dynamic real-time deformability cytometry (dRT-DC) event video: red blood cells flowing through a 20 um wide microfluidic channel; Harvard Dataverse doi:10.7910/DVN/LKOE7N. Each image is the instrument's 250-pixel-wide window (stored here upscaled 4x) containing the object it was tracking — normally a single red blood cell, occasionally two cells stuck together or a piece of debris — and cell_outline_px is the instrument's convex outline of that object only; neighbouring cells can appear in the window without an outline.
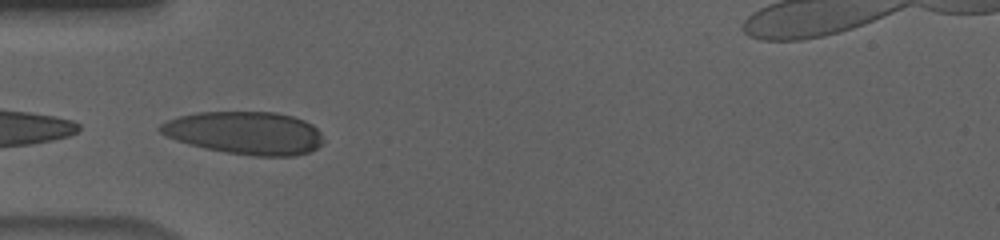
{"species": "human", "species_latin": "Homo sapiens", "temperature_condition": "cold", "stored_images_in_passage": 40, "segment_of_instrument_passage": [1, 2], "camera_frame_rate_fps": 3000, "um_per_image_px": 0.085, "donor": {"sex": "male"}, "frame": {"image": 1, "passage_image": 1, "time_ms": 0.0, "image_size_px": [1000, 240], "cell_outline_px": [[324, 144], [308, 152], [296, 156], [252, 156], [224, 152], [204, 148], [188, 144], [176, 140], [160, 132], [156, 128], [160, 124], [168, 120], [180, 116], [196, 112], [276, 112], [292, 116], [304, 120], [312, 124], [320, 132], [324, 140]], "centroid_in_image_um": [20.84, 11.3], "position_along_channel_um": 64.2, "area_um2": 40.92}}
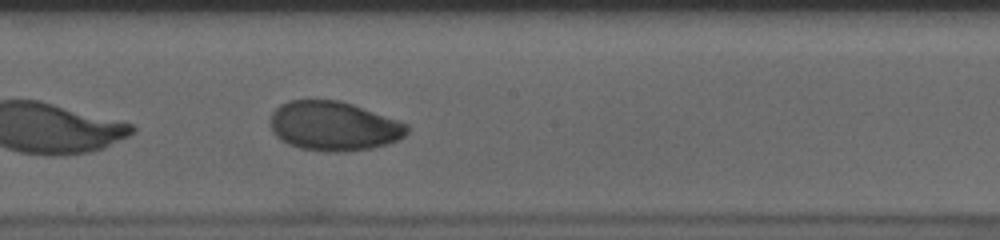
{"frame": {"image": 2, "passage_image": 14, "time_ms": 4.333, "image_size_px": [1000, 240], "cell_outline_px": [[408, 132], [400, 140], [388, 144], [372, 148], [344, 152], [324, 152], [300, 148], [288, 144], [280, 140], [272, 132], [272, 112], [280, 104], [288, 100], [340, 100], [352, 104], [408, 124]], "centroid_in_image_um": [28.37, 10.73], "position_along_channel_um": 219.8, "area_um2": 39.42}}
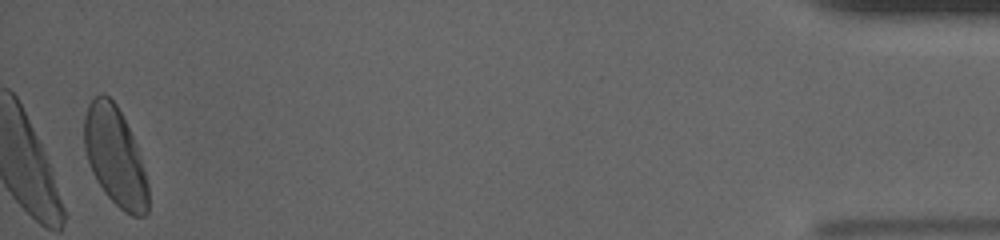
{"frame": {"image": 3, "passage_image": 38, "time_ms": 12.333, "image_size_px": [1000, 240], "cell_outline_px": [[148, 212], [144, 216], [132, 216], [124, 212], [104, 192], [96, 180], [92, 172], [84, 148], [84, 116], [88, 104], [100, 92], [104, 92], [116, 104], [136, 144], [148, 184]], "centroid_in_image_um": [9.77, 13.3], "position_along_channel_um": 425.4, "area_um2": 36.59}}